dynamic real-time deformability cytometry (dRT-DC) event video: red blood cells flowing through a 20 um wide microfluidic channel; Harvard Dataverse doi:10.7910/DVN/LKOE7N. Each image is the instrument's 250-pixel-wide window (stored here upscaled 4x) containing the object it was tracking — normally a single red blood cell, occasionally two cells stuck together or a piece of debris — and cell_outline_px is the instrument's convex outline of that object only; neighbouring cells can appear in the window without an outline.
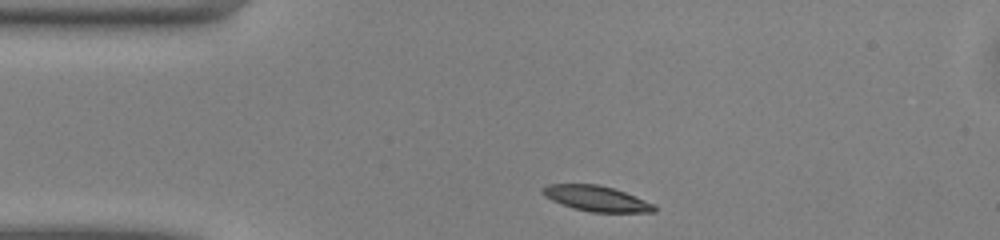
{"species": "common noctule bat (a hibernating species)", "species_latin": "Nyctalus noctula", "temperature_condition": "warm", "stored_images_in_passage": 40, "camera_frame_rate_fps": 3000, "um_per_image_px": 0.085, "animal": {"sex": "male", "body_mass_g": 13.0, "forearm_length_mm": 53.1}, "frame": {"image": 1, "passage_image": 1, "time_ms": 0.0, "image_size_px": [1000, 240], "cell_outline_px": [[656, 212], [592, 212], [572, 208], [552, 200], [544, 196], [540, 192], [540, 188], [548, 184], [600, 184], [624, 192], [656, 204]], "centroid_in_image_um": [50.67, 16.87], "position_along_channel_um": 34.3, "area_um2": 16.65}}
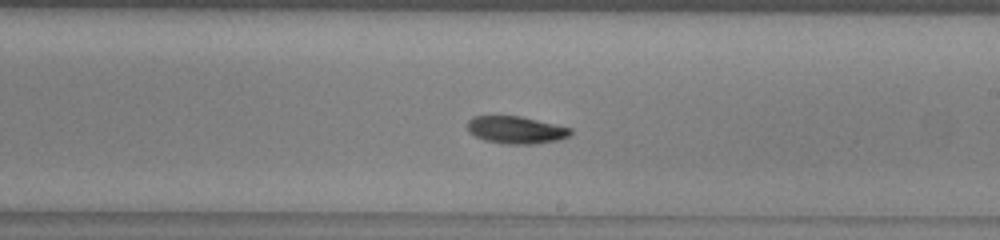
{"frame": {"image": 2, "passage_image": 19, "time_ms": 6.0, "image_size_px": [1000, 240], "cell_outline_px": [[572, 132], [568, 136], [560, 140], [532, 144], [508, 144], [484, 140], [468, 132], [468, 120], [472, 116], [520, 116], [572, 128]], "centroid_in_image_um": [43.86, 11.04], "position_along_channel_um": 245.1, "area_um2": 16.42}}
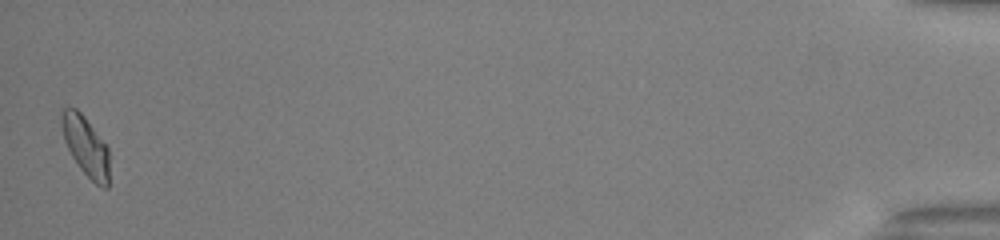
{"frame": {"image": 3, "passage_image": 40, "time_ms": 13.0, "image_size_px": [1000, 240], "cell_outline_px": [[108, 188], [104, 188], [96, 184], [80, 168], [72, 156], [64, 140], [60, 124], [60, 108], [76, 108], [84, 116], [108, 148]], "centroid_in_image_um": [7.25, 12.39], "position_along_channel_um": 428.0, "area_um2": 16.42}, "authors_computed_cell_mechanics": {"area_um2": 16.762, "velocity_mm_per_s": 4.0917, "shape_relaxation_time_tau1_ms": 3.5454, "shape_relaxation_time_tau2_ms": 10.3559, "deformation_change_tau1": 0.108, "deformation_change_tau2": 0.1346}}